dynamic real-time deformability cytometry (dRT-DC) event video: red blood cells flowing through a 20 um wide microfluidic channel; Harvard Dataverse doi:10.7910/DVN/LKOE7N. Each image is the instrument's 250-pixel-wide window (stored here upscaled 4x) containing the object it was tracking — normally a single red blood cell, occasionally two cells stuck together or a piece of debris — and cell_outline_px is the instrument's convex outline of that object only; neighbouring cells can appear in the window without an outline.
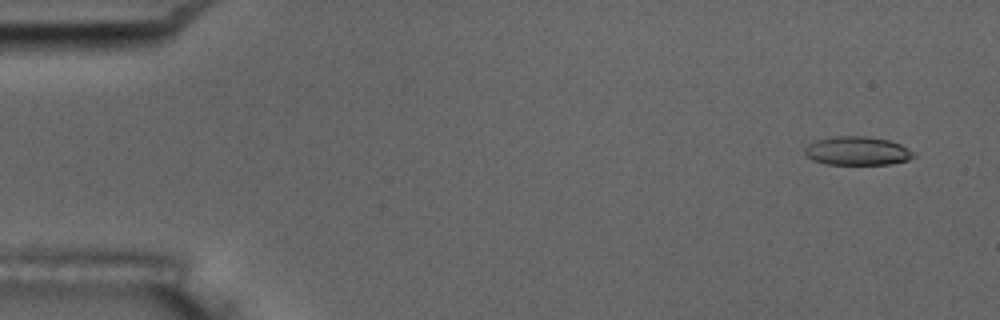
{"species": "common noctule bat (a hibernating species)", "species_latin": "Nyctalus noctula", "temperature_condition": "room temperature", "stored_images_in_passage": 4, "camera_frame_rate_fps": 3000, "um_per_image_px": 0.085, "animal": {"sex": "male", "body_mass_g": 17.5, "forearm_length_mm": 52.3}, "frame": {"image": 1, "passage_image": 1, "time_ms": 0.0, "image_size_px": [1000, 320], "cell_outline_px": [[916, 156], [908, 160], [892, 164], [828, 164], [812, 160], [804, 152], [804, 148], [808, 144], [816, 140], [836, 136], [864, 136], [888, 140], [900, 144], [916, 152]], "centroid_in_image_um": [72.9, 12.83], "position_along_channel_um": 12.1, "area_um2": 18.21}}